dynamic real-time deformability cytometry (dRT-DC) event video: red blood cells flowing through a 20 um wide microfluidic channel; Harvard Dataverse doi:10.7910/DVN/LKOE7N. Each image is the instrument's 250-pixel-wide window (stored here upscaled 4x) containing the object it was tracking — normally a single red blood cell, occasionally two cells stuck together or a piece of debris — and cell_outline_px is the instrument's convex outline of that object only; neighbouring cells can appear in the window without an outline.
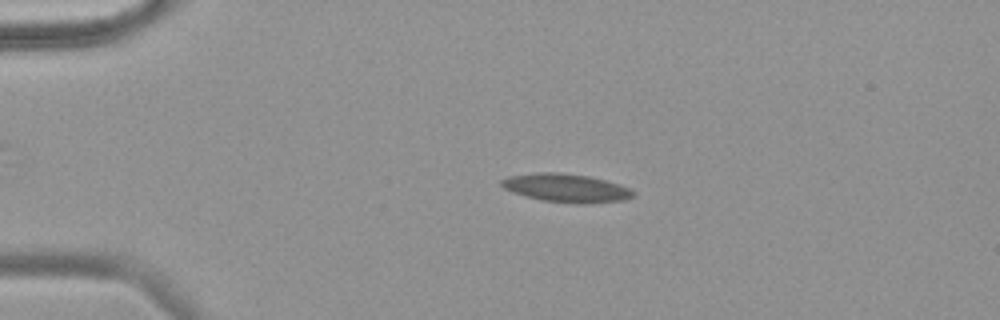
{"species": "common noctule bat (a hibernating species)", "species_latin": "Nyctalus noctula", "temperature_condition": "warm", "stored_images_in_passage": 56, "camera_frame_rate_fps": 3000, "um_per_image_px": 0.085, "animal": {"sex": "female", "body_mass_g": 18.4}, "frame": {"image": 1, "passage_image": 7, "time_ms": 2.0, "image_size_px": [1000, 320], "cell_outline_px": [[636, 192], [632, 196], [624, 200], [584, 204], [544, 200], [528, 196], [504, 188], [500, 184], [500, 180], [508, 176], [540, 172], [556, 172], [588, 176], [604, 180], [628, 188]], "centroid_in_image_um": [48.12, 15.97], "position_along_channel_um": 36.9, "area_um2": 21.27}}
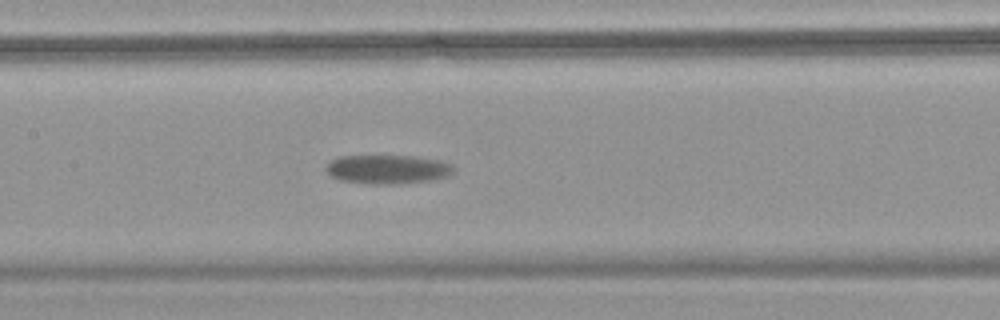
{"frame": {"image": 2, "passage_image": 24, "time_ms": 7.667, "image_size_px": [1000, 320], "cell_outline_px": [[452, 172], [444, 176], [428, 180], [400, 184], [372, 184], [340, 180], [332, 176], [324, 168], [332, 160], [340, 156], [408, 156], [440, 160], [452, 164]], "centroid_in_image_um": [32.9, 14.39], "position_along_channel_um": 174.5, "area_um2": 21.15}}
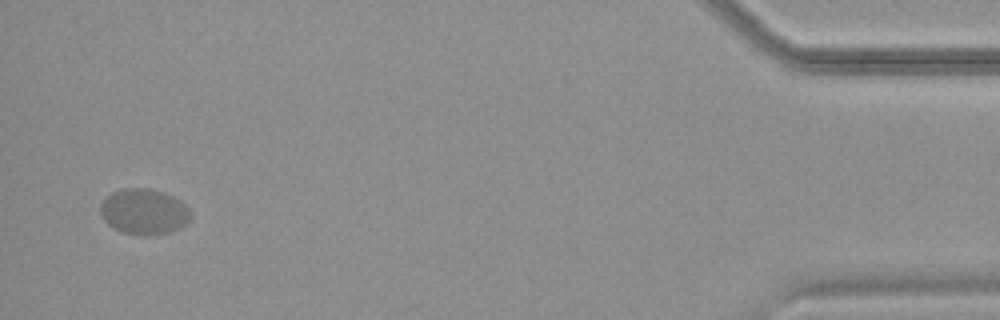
{"frame": {"image": 3, "passage_image": 54, "time_ms": 17.667, "image_size_px": [1000, 320], "cell_outline_px": [[188, 220], [180, 228], [168, 232], [124, 232], [112, 228], [104, 220], [100, 212], [100, 204], [104, 196], [112, 192], [124, 188], [148, 188], [164, 192], [180, 200], [188, 208]], "centroid_in_image_um": [12.17, 17.92], "position_along_channel_um": 423.0, "area_um2": 23.29}}